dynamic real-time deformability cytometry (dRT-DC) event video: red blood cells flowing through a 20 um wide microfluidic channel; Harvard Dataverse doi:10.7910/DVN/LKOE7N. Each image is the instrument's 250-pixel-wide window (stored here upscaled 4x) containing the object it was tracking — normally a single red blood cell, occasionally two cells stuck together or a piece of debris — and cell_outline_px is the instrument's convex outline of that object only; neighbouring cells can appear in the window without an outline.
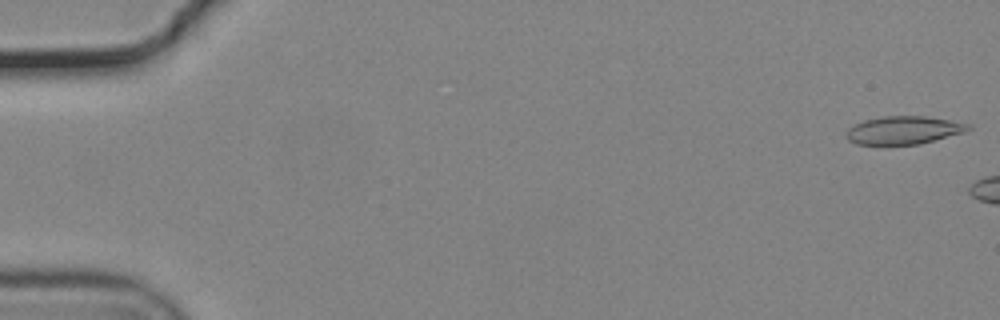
{"species": "common noctule bat (a hibernating species)", "species_latin": "Nyctalus noctula", "temperature_condition": "cold", "stored_images_in_passage": 6, "camera_frame_rate_fps": 3000, "um_per_image_px": 0.085, "animal": {"sex": "male", "body_mass_g": 19.2, "forearm_length_mm": 51.8}, "frame": {"image": 1, "passage_image": 1, "time_ms": 0.0, "image_size_px": [1000, 320], "cell_outline_px": [[972, 128], [964, 132], [920, 144], [856, 144], [848, 140], [844, 136], [848, 128], [864, 120], [884, 116], [924, 116], [972, 124]], "centroid_in_image_um": [76.8, 11.06], "position_along_channel_um": 8.2, "area_um2": 19.83}}